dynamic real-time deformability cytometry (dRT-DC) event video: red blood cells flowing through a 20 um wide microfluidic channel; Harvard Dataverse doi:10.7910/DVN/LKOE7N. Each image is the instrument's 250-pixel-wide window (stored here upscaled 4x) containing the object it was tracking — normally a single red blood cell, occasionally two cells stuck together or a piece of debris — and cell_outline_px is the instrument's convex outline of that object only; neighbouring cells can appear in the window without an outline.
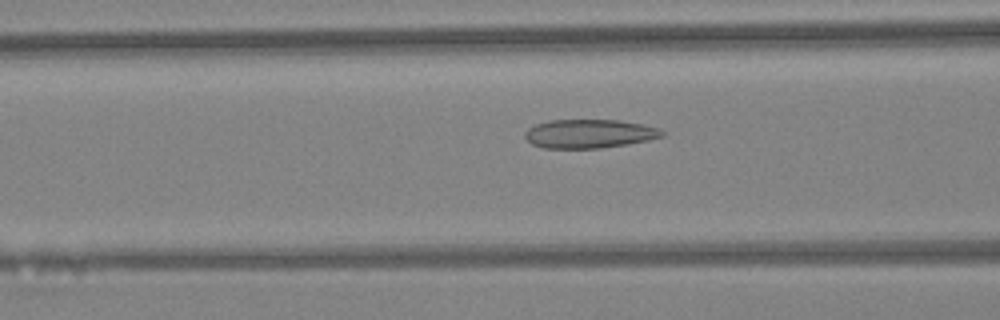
{"species": "Egyptian fruit bat (a non-hibernating species)", "species_latin": "Rousettus aegyptiacus", "temperature_condition": "warm", "stored_images_in_passage": 41, "camera_frame_rate_fps": 3000, "um_per_image_px": 0.085, "animal": {"sex": "female"}, "frame": {"image": 1, "passage_image": 14, "time_ms": 4.333, "image_size_px": [1000, 320], "cell_outline_px": [[664, 136], [648, 140], [628, 144], [600, 148], [544, 148], [532, 144], [524, 136], [524, 132], [528, 128], [536, 124], [548, 120], [620, 120], [644, 124], [660, 128], [664, 132]], "centroid_in_image_um": [50.1, 11.36], "position_along_channel_um": 116.5, "area_um2": 23.12}}
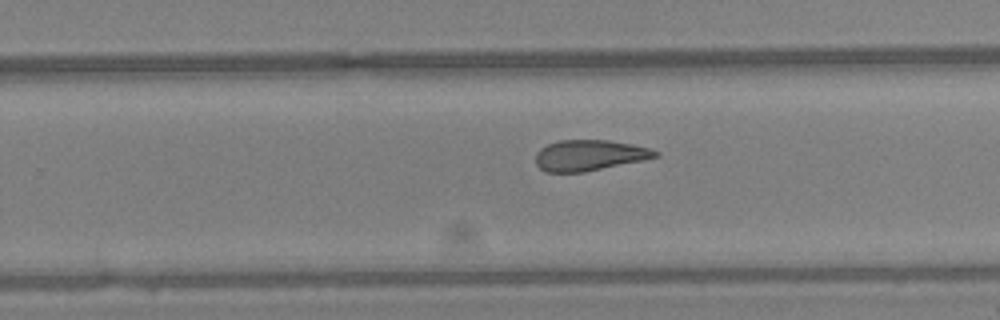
{"frame": {"image": 2, "passage_image": 25, "time_ms": 8.0, "image_size_px": [1000, 320], "cell_outline_px": [[660, 156], [644, 160], [584, 172], [544, 172], [536, 164], [536, 152], [540, 148], [548, 144], [560, 140], [608, 140], [632, 144], [648, 148], [660, 152]], "centroid_in_image_um": [50.1, 13.2], "position_along_channel_um": 279.7, "area_um2": 21.5}}
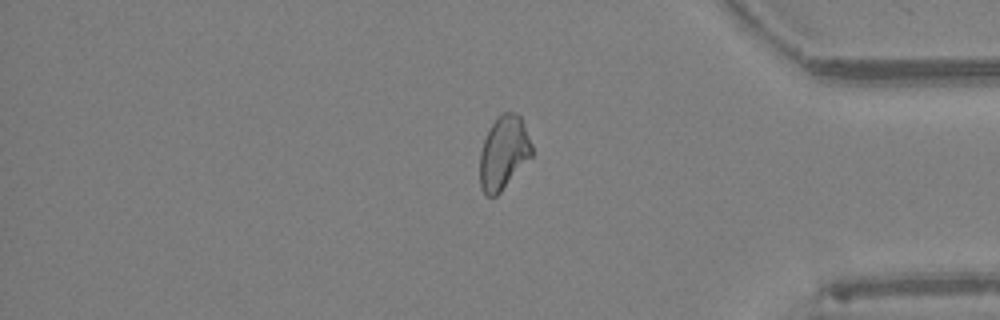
{"frame": {"image": 3, "passage_image": 34, "time_ms": 11.0, "image_size_px": [1000, 320], "cell_outline_px": [[532, 156], [500, 192], [496, 196], [488, 196], [480, 188], [480, 152], [484, 140], [492, 124], [500, 112], [516, 112], [520, 116], [532, 144]], "centroid_in_image_um": [42.81, 12.97], "position_along_channel_um": 392.4, "area_um2": 22.08}, "authors_computed_cell_mechanics": {"area_um2": 23.12, "velocity_mm_per_s": 4.4671, "shape_relaxation_time_tau1_ms": null, "shape_relaxation_time_tau2_ms": 2.2689, "deformation_change_tau1": null, "deformation_change_tau2": 0.1019}}